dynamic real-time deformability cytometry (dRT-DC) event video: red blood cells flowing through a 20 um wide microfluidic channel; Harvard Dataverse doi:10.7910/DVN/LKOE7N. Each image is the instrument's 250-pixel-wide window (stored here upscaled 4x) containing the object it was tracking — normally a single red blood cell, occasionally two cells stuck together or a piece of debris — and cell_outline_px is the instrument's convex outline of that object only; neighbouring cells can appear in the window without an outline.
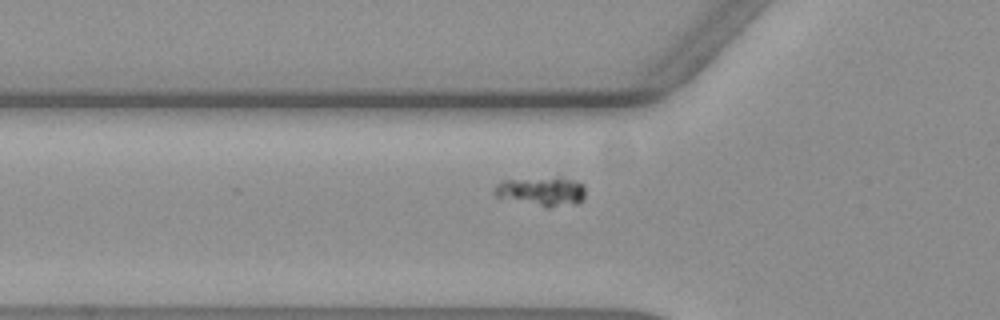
{"species": "common noctule bat (a hibernating species)", "species_latin": "Nyctalus noctula", "temperature_condition": "warm", "stored_images_in_passage": 24, "camera_frame_rate_fps": 3000, "um_per_image_px": 0.085, "animal": {"sex": "female", "body_mass_g": 19.3, "forearm_length_mm": 54.1}, "frame": {"image": 1, "passage_image": 2, "time_ms": 0.333, "image_size_px": [1000, 320], "cell_outline_px": [[584, 196], [576, 204], [548, 208], [544, 208], [496, 196], [492, 192], [496, 184], [500, 180], [560, 176], [584, 184]], "centroid_in_image_um": [46.01, 16.25], "position_along_channel_um": 79.8, "area_um2": 15.84}}
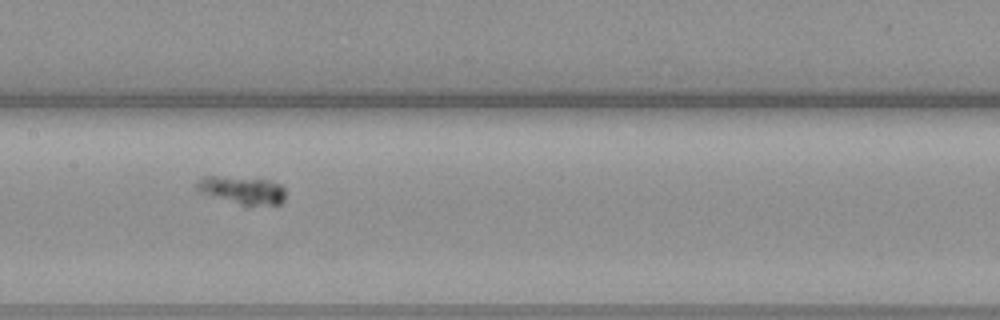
{"frame": {"image": 2, "passage_image": 11, "time_ms": 3.333, "image_size_px": [1000, 320], "cell_outline_px": [[284, 200], [280, 204], [240, 204], [200, 192], [196, 188], [196, 184], [204, 176], [216, 176], [268, 180], [280, 184], [284, 188]], "centroid_in_image_um": [20.6, 16.15], "position_along_channel_um": 186.8, "area_um2": 13.81}}
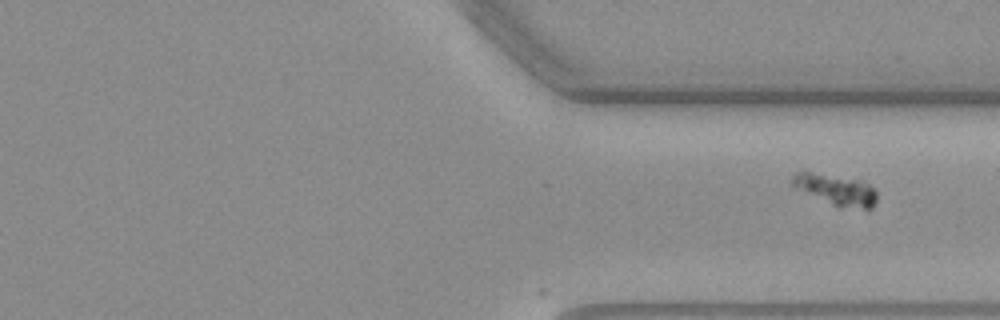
{"frame": {"image": 3, "passage_image": 24, "time_ms": 7.667, "image_size_px": [1000, 320], "cell_outline_px": [[876, 200], [872, 208], [840, 208], [792, 188], [788, 184], [788, 180], [796, 172], [808, 172], [860, 180], [868, 184], [876, 192]], "centroid_in_image_um": [70.95, 16.14], "position_along_channel_um": 340.4, "area_um2": 15.43}}